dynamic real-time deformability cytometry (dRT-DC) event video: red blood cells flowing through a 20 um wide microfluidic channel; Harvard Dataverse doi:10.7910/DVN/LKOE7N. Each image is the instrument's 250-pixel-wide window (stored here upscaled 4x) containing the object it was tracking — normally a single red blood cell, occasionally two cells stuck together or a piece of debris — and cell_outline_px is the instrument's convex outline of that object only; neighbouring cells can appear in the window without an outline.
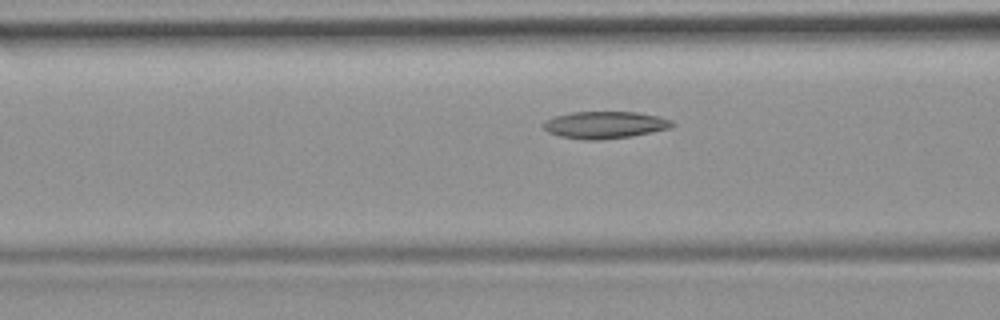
{"species": "common noctule bat (a hibernating species)", "species_latin": "Nyctalus noctula", "temperature_condition": "room temperature", "stored_images_in_passage": 13, "camera_frame_rate_fps": 3000, "um_per_image_px": 0.085, "animal": {"sex": "female", "body_mass_g": 19.9}, "frame": {"image": 1, "passage_image": 10, "time_ms": 3.0, "image_size_px": [1000, 320], "cell_outline_px": [[676, 124], [672, 128], [632, 136], [596, 140], [584, 140], [560, 136], [548, 132], [540, 124], [544, 120], [556, 116], [572, 112], [636, 112], [656, 116], [672, 120]], "centroid_in_image_um": [51.41, 10.62], "position_along_channel_um": 115.2, "area_um2": 20.4}}